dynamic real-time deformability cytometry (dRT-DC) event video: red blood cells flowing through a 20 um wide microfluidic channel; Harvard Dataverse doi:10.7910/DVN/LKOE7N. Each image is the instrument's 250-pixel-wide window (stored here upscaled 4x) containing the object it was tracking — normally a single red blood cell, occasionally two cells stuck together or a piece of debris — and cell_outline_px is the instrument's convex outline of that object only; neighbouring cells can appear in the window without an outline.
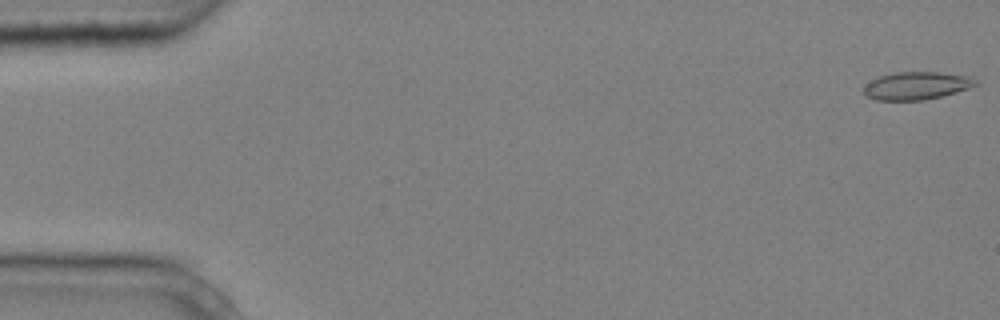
{"species": "common noctule bat (a hibernating species)", "species_latin": "Nyctalus noctula", "temperature_condition": "cold", "stored_images_in_passage": 5, "camera_frame_rate_fps": 3000, "um_per_image_px": 0.085, "animal": {"sex": "male", "body_mass_g": 20.4}, "frame": {"image": 1, "passage_image": 1, "time_ms": 0.0, "image_size_px": [1000, 320], "cell_outline_px": [[976, 84], [968, 88], [956, 92], [924, 100], [876, 100], [868, 96], [864, 92], [864, 88], [872, 80], [880, 76], [896, 72], [936, 72], [972, 76], [976, 80]], "centroid_in_image_um": [77.92, 7.28], "position_along_channel_um": 7.1, "area_um2": 17.8}}
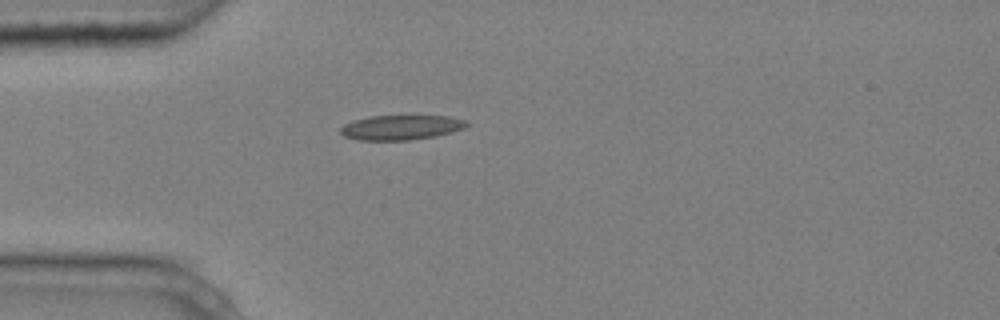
{"frame": {"image": 2, "passage_image": 5, "time_ms": 1.333, "image_size_px": [1000, 320], "cell_outline_px": [[472, 124], [464, 128], [452, 132], [436, 136], [408, 140], [356, 140], [344, 136], [340, 132], [340, 128], [344, 124], [368, 116], [448, 116], [468, 120]], "centroid_in_image_um": [34.13, 10.83], "position_along_channel_um": 50.9, "area_um2": 18.32}}